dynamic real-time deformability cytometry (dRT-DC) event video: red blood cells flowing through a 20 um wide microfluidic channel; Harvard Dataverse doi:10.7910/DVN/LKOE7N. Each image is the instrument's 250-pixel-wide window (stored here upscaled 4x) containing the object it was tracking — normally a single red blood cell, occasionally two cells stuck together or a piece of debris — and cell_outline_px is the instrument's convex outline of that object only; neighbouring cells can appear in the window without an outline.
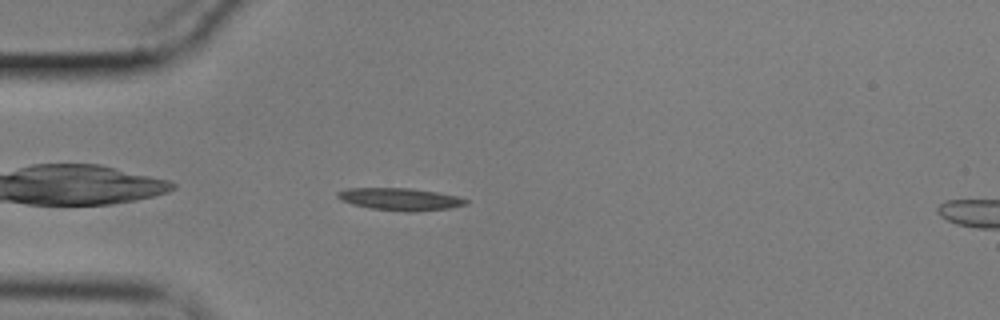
{"species": "common noctule bat (a hibernating species)", "species_latin": "Nyctalus noctula", "temperature_condition": "cold", "stored_images_in_passage": 45, "camera_frame_rate_fps": 3000, "um_per_image_px": 0.085, "animal": {"sex": "male", "body_mass_g": 17.9}, "frame": {"image": 1, "passage_image": 3, "time_ms": 0.667, "image_size_px": [1000, 320], "cell_outline_px": [[468, 204], [448, 208], [416, 212], [404, 212], [372, 208], [352, 204], [340, 200], [336, 196], [336, 192], [348, 188], [408, 188], [436, 192], [456, 196], [468, 200]], "centroid_in_image_um": [33.98, 16.93], "position_along_channel_um": 51.0, "area_um2": 16.65}}
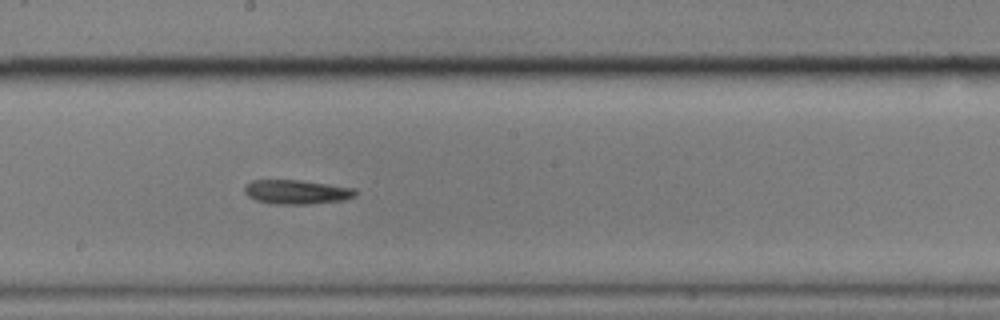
{"frame": {"image": 2, "passage_image": 19, "time_ms": 6.0, "image_size_px": [1000, 320], "cell_outline_px": [[356, 196], [344, 200], [308, 204], [276, 204], [256, 200], [248, 196], [244, 192], [244, 188], [252, 180], [300, 180], [356, 188]], "centroid_in_image_um": [25.24, 16.31], "position_along_channel_um": 223.0, "area_um2": 15.61}}
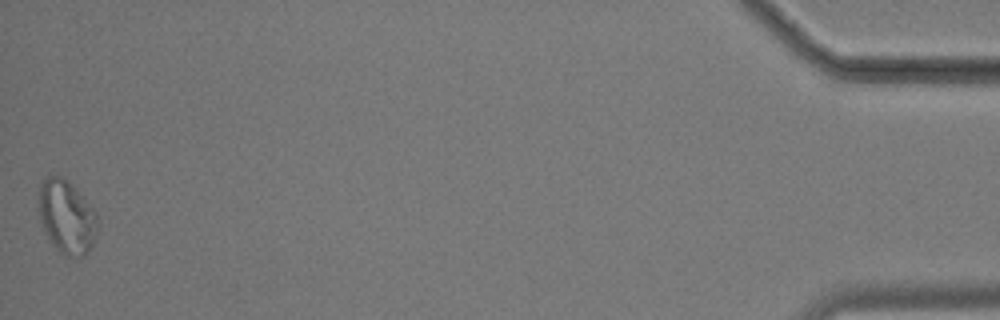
{"frame": {"image": 3, "passage_image": 45, "time_ms": 14.667, "image_size_px": [1000, 320], "cell_outline_px": [[100, 228], [88, 252], [84, 256], [64, 256], [52, 244], [44, 232], [40, 224], [36, 200], [36, 196], [40, 184], [48, 176], [60, 176], [72, 184], [96, 212], [100, 220]], "centroid_in_image_um": [5.65, 18.44], "position_along_channel_um": 429.5, "area_um2": 25.95}}